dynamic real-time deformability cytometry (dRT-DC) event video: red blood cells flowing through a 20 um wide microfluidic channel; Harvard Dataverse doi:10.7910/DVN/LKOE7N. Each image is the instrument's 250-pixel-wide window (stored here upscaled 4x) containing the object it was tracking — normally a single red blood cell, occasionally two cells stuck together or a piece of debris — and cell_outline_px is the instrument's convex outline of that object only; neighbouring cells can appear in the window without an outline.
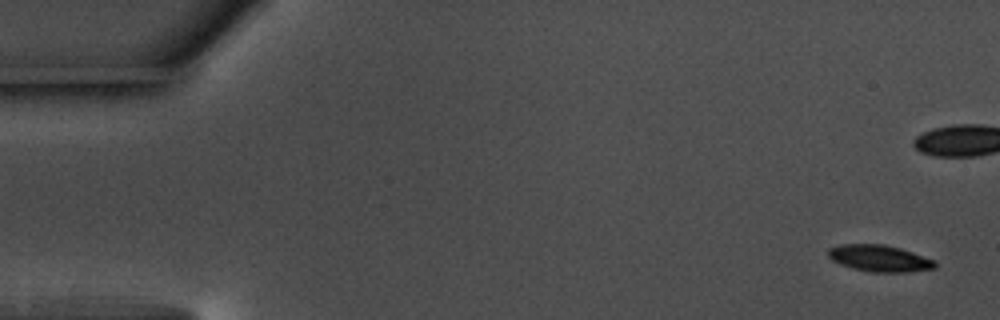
{"species": "common noctule bat (a hibernating species)", "species_latin": "Nyctalus noctula", "temperature_condition": "warm", "stored_images_in_passage": 56, "camera_frame_rate_fps": 3000, "um_per_image_px": 0.085, "animal": {"sex": "male", "body_mass_g": 17.5, "forearm_length_mm": 52.3}, "frame": {"image": 1, "passage_image": 1, "time_ms": 0.0, "image_size_px": [1000, 320], "cell_outline_px": [[936, 268], [908, 272], [872, 272], [852, 268], [840, 264], [832, 260], [828, 256], [828, 248], [840, 244], [884, 244], [900, 248], [936, 260]], "centroid_in_image_um": [74.76, 21.95], "position_along_channel_um": 10.2, "area_um2": 16.65}}
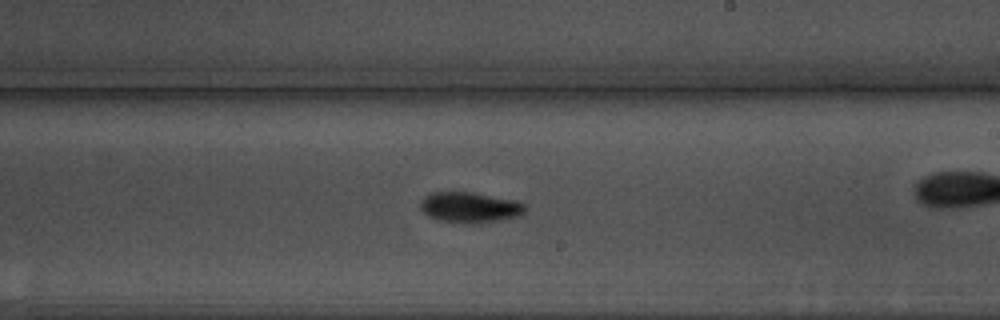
{"frame": {"image": 2, "passage_image": 32, "time_ms": 10.333, "image_size_px": [1000, 320], "cell_outline_px": [[524, 212], [520, 216], [500, 220], [440, 220], [428, 216], [420, 208], [420, 204], [424, 196], [432, 192], [472, 192], [516, 200], [524, 204]], "centroid_in_image_um": [39.93, 17.56], "position_along_channel_um": 249.1, "area_um2": 17.74}}
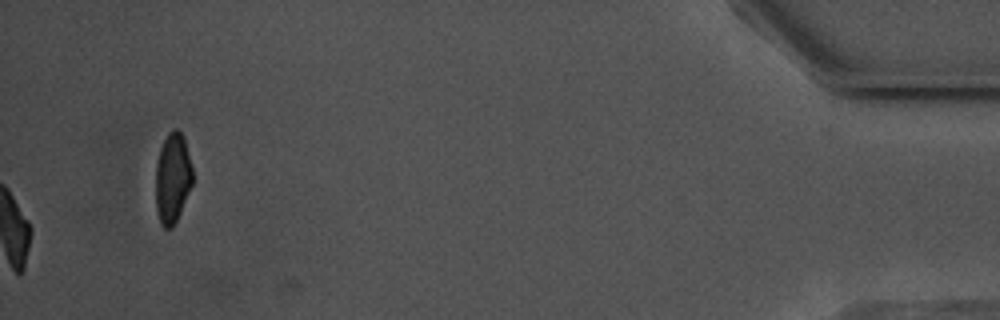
{"frame": {"image": 3, "passage_image": 56, "time_ms": 18.333, "image_size_px": [1000, 320], "cell_outline_px": [[192, 184], [180, 212], [172, 228], [164, 228], [160, 224], [156, 208], [156, 164], [160, 148], [168, 132], [172, 128], [176, 128], [180, 132], [184, 140], [192, 168]], "centroid_in_image_um": [14.65, 15.14], "position_along_channel_um": 420.6, "area_um2": 19.19}, "authors_computed_cell_mechanics": {"area_um2": 17.4845, "velocity_mm_per_s": 3.6498, "shape_relaxation_time_tau1_ms": 2.4927, "shape_relaxation_time_tau2_ms": null, "deformation_change_tau1": 0.1313, "deformation_change_tau2": null}}